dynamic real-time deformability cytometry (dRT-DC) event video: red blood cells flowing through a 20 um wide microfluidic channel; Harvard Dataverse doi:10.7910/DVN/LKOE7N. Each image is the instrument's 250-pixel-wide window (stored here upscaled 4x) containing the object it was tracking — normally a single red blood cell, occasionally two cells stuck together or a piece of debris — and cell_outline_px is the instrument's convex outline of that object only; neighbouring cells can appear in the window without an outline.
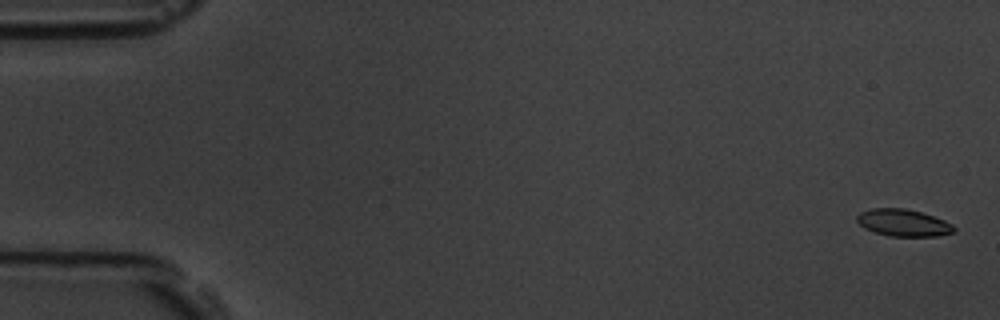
{"species": "common noctule bat (a hibernating species)", "species_latin": "Nyctalus noctula", "temperature_condition": "room temperature", "stored_images_in_passage": 58, "camera_frame_rate_fps": 3000, "um_per_image_px": 0.085, "animal": {"sex": "male", "body_mass_g": 19.5, "forearm_length_mm": 54.6}, "frame": {"image": 1, "passage_image": 2, "time_ms": 0.333, "image_size_px": [1000, 320], "cell_outline_px": [[956, 232], [936, 236], [888, 236], [864, 228], [856, 220], [856, 216], [860, 212], [872, 208], [904, 208], [920, 212], [944, 220], [952, 224], [956, 228]], "centroid_in_image_um": [76.78, 18.94], "position_along_channel_um": 8.2, "area_um2": 15.26}}
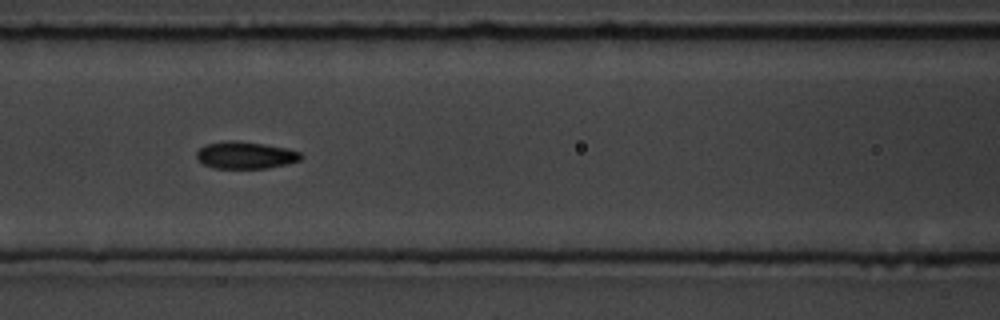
{"frame": {"image": 2, "passage_image": 26, "time_ms": 8.333, "image_size_px": [1000, 320], "cell_outline_px": [[304, 156], [300, 160], [288, 164], [268, 168], [212, 168], [196, 160], [196, 152], [204, 144], [232, 140], [236, 140], [264, 144], [288, 148], [300, 152]], "centroid_in_image_um": [20.86, 13.19], "position_along_channel_um": 145.7, "area_um2": 16.7}}
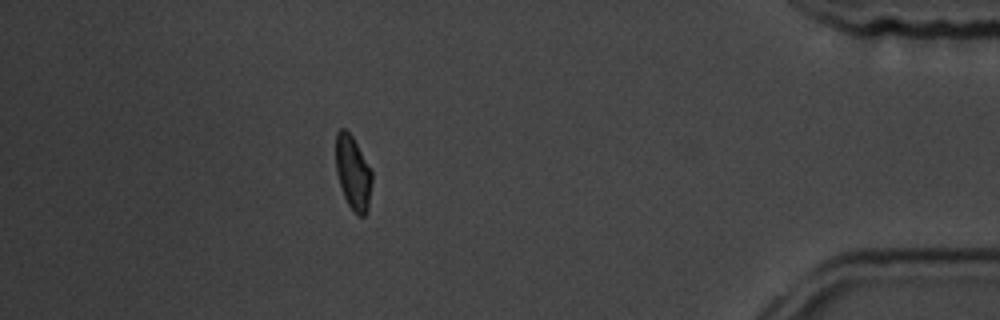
{"frame": {"image": 3, "passage_image": 52, "time_ms": 17.0, "image_size_px": [1000, 320], "cell_outline_px": [[372, 180], [368, 208], [364, 216], [360, 216], [348, 204], [344, 196], [336, 172], [336, 132], [340, 128], [344, 128], [352, 136], [372, 172]], "centroid_in_image_um": [30.0, 14.67], "position_along_channel_um": 405.2, "area_um2": 15.26}, "authors_computed_cell_mechanics": {"area_um2": 15.7794, "velocity_mm_per_s": 3.5536, "shape_relaxation_time_tau1_ms": 3.1559, "shape_relaxation_time_tau2_ms": 1.8596, "deformation_change_tau1": 0.1029, "deformation_change_tau2": 0.0551}}